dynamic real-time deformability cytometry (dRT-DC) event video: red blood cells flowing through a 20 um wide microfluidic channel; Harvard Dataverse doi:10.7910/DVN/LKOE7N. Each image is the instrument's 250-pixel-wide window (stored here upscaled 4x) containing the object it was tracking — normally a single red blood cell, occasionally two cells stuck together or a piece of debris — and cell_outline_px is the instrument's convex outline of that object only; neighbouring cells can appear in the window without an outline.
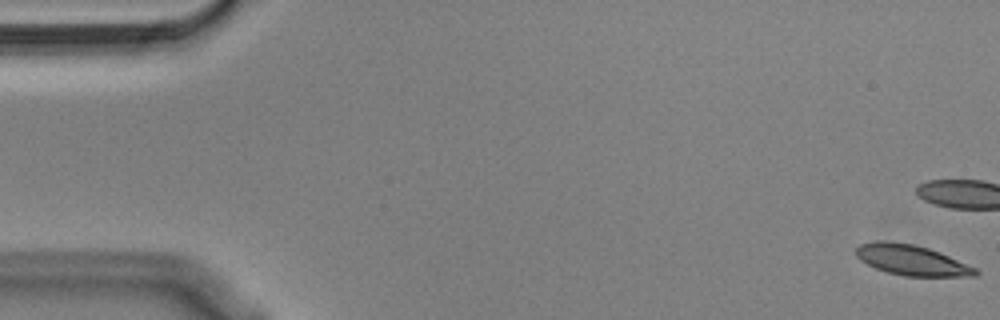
{"species": "Egyptian fruit bat (a non-hibernating species)", "species_latin": "Rousettus aegyptiacus", "temperature_condition": "cold", "stored_images_in_passage": 55, "camera_frame_rate_fps": 3000, "um_per_image_px": 0.085, "animal": {"sex": "male"}, "frame": {"image": 1, "passage_image": 1, "time_ms": 0.0, "image_size_px": [1000, 320], "cell_outline_px": [[980, 272], [976, 276], [904, 276], [888, 272], [876, 268], [860, 260], [856, 256], [856, 248], [860, 244], [876, 240], [884, 240], [912, 244], [928, 248], [940, 252], [976, 268]], "centroid_in_image_um": [77.48, 22.1], "position_along_channel_um": 7.5, "area_um2": 21.1}, "authors_computed_cell_mechanics": {"area_um2": 22.1374, "velocity_mm_per_s": 3.5978, "shape_relaxation_time_tau1_ms": 2.8829, "shape_relaxation_time_tau2_ms": 1.8256, "deformation_change_tau1": 0.1423, "deformation_change_tau2": 0.0752}}